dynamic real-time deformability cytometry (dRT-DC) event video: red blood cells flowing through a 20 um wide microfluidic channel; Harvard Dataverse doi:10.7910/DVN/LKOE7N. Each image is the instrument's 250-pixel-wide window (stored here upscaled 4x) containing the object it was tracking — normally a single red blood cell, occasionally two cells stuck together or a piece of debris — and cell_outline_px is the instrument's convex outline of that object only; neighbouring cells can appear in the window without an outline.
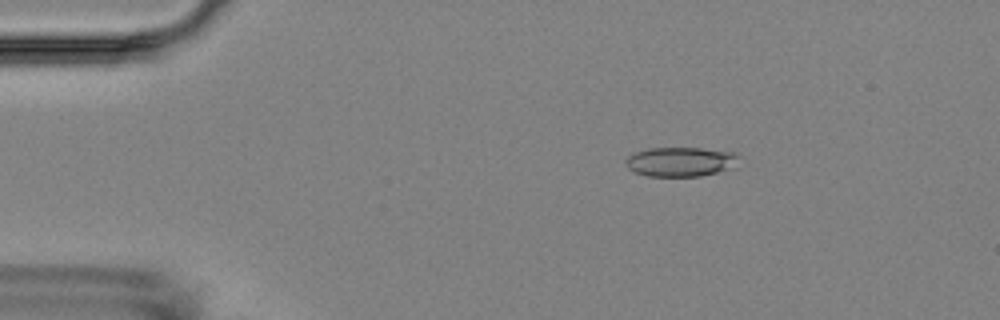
{"species": "Egyptian fruit bat (a non-hibernating species)", "species_latin": "Rousettus aegyptiacus", "temperature_condition": "room temperature", "stored_images_in_passage": 2, "camera_frame_rate_fps": 3000, "um_per_image_px": 0.085, "animal": {"sex": "female"}, "frame": {"image": 1, "passage_image": 1, "time_ms": 0.0, "image_size_px": [1000, 320], "cell_outline_px": [[736, 168], [700, 176], [648, 176], [636, 172], [628, 168], [624, 164], [624, 160], [628, 156], [636, 152], [648, 148], [700, 148], [736, 152]], "centroid_in_image_um": [57.84, 13.75], "position_along_channel_um": 27.2, "area_um2": 19.48}}